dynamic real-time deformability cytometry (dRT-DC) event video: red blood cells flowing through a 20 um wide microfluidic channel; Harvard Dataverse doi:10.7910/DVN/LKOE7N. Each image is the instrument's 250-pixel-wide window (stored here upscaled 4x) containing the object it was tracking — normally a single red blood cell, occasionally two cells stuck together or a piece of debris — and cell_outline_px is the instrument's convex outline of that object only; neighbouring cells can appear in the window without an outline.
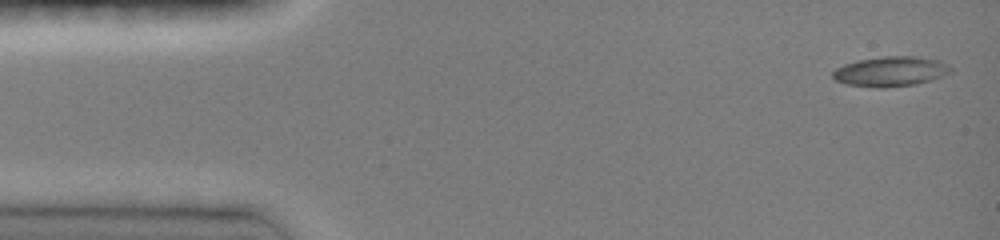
{"species": "common noctule bat (a hibernating species)", "species_latin": "Nyctalus noctula", "temperature_condition": "room temperature", "stored_images_in_passage": 46, "camera_frame_rate_fps": 3000, "um_per_image_px": 0.085, "animal": {"sex": "female", "body_mass_g": 19.0, "forearm_length_mm": 51.5}, "frame": {"image": 1, "passage_image": 1, "time_ms": 0.0, "image_size_px": [1000, 240], "cell_outline_px": [[952, 72], [932, 80], [916, 84], [888, 88], [876, 88], [844, 84], [836, 80], [832, 76], [832, 72], [836, 68], [844, 64], [856, 60], [884, 56], [916, 56], [940, 60], [948, 64], [952, 68]], "centroid_in_image_um": [75.71, 6.08], "position_along_channel_um": 9.3, "area_um2": 20.92}}
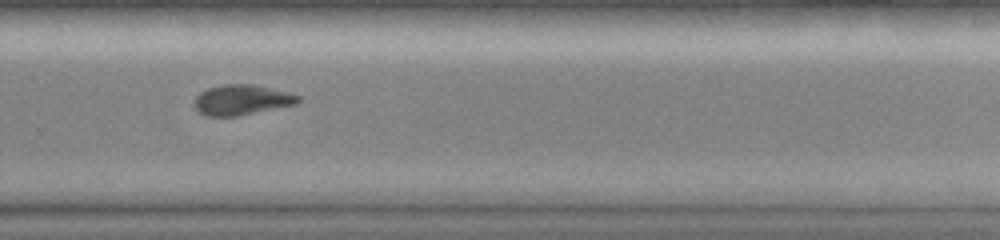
{"frame": {"image": 2, "passage_image": 31, "time_ms": 10.0, "image_size_px": [1000, 240], "cell_outline_px": [[300, 100], [296, 104], [236, 116], [208, 116], [200, 112], [192, 104], [196, 96], [200, 92], [208, 88], [224, 84], [252, 84], [288, 92], [300, 96]], "centroid_in_image_um": [20.52, 8.48], "position_along_channel_um": 309.3, "area_um2": 18.15}}
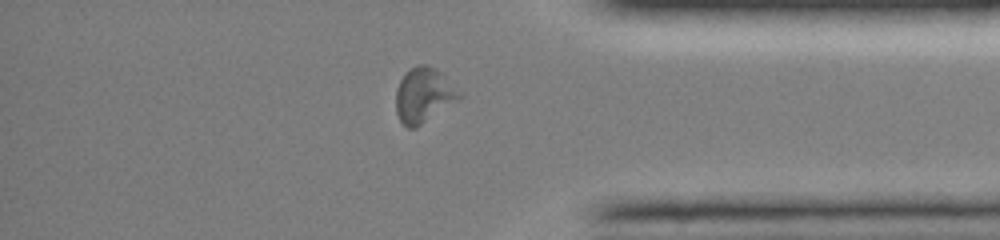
{"frame": {"image": 3, "passage_image": 38, "time_ms": 12.333, "image_size_px": [1000, 240], "cell_outline_px": [[464, 96], [416, 128], [408, 128], [400, 120], [396, 112], [396, 88], [400, 80], [412, 68], [420, 64], [428, 64], [440, 72]], "centroid_in_image_um": [36.01, 8.11], "position_along_channel_um": 399.2, "area_um2": 19.94}, "authors_computed_cell_mechanics": {"area_um2": 18.7561, "velocity_mm_per_s": 4.106, "shape_relaxation_time_tau1_ms": 6.4422, "shape_relaxation_time_tau2_ms": 6.1919, "deformation_change_tau1": 0.1959, "deformation_change_tau2": 0.1436}}